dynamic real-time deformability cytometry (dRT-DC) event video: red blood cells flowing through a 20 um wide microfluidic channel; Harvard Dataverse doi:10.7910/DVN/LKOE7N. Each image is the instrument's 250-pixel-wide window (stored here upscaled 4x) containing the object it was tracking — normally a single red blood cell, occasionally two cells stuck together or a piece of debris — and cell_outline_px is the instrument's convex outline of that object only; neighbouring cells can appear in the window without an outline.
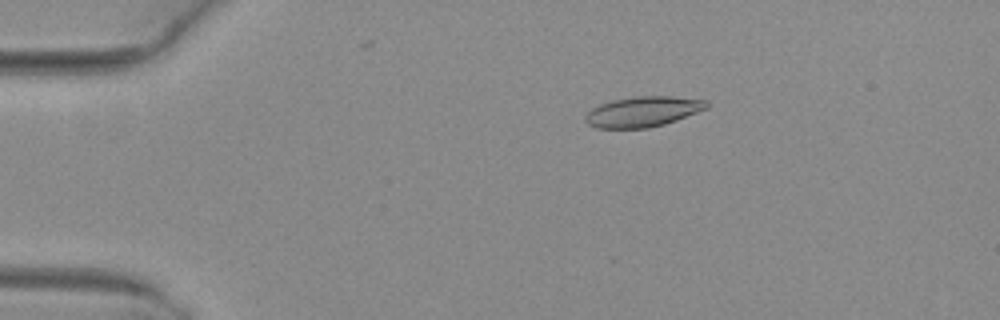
{"species": "common noctule bat (a hibernating species)", "species_latin": "Nyctalus noctula", "temperature_condition": "warm", "stored_images_in_passage": 48, "camera_frame_rate_fps": 3000, "um_per_image_px": 0.085, "animal": {"sex": "female", "body_mass_g": 29.2, "forearm_length_mm": 56.3}, "frame": {"image": 1, "passage_image": 7, "time_ms": 2.0, "image_size_px": [1000, 320], "cell_outline_px": [[708, 108], [676, 120], [664, 124], [648, 128], [596, 128], [588, 124], [584, 120], [584, 116], [592, 108], [600, 104], [612, 100], [636, 96], [672, 96], [708, 100]], "centroid_in_image_um": [54.64, 9.49], "position_along_channel_um": 30.4, "area_um2": 21.5}}
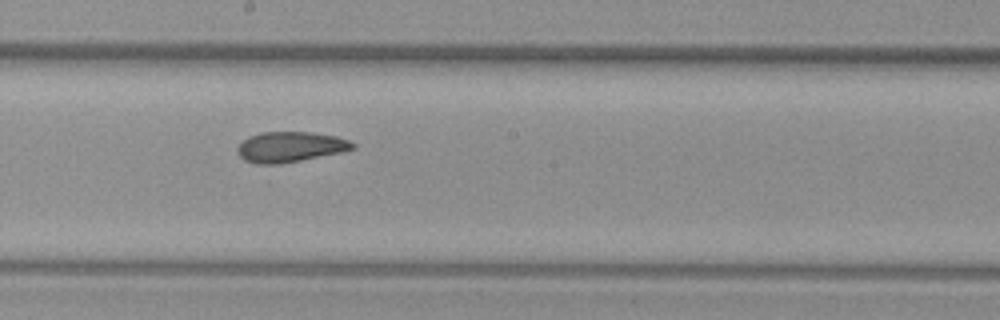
{"frame": {"image": 2, "passage_image": 26, "time_ms": 8.333, "image_size_px": [1000, 320], "cell_outline_px": [[356, 148], [340, 152], [280, 164], [256, 164], [244, 160], [236, 152], [236, 148], [248, 136], [260, 132], [312, 132], [336, 136], [348, 140], [356, 144]], "centroid_in_image_um": [24.64, 12.48], "position_along_channel_um": 223.6, "area_um2": 20.4}}
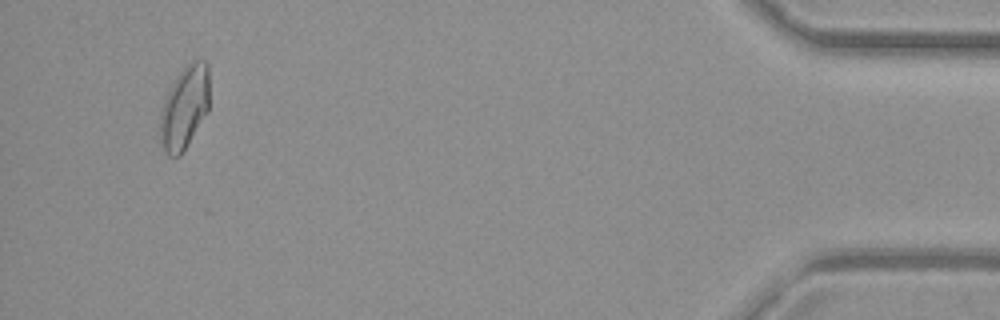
{"frame": {"image": 3, "passage_image": 46, "time_ms": 15.0, "image_size_px": [1000, 320], "cell_outline_px": [[208, 112], [180, 156], [168, 156], [164, 152], [160, 144], [160, 112], [164, 100], [176, 76], [192, 60], [208, 60]], "centroid_in_image_um": [15.67, 9.15], "position_along_channel_um": 419.5, "area_um2": 23.87}, "authors_computed_cell_mechanics": {"area_um2": 21.1837, "velocity_mm_per_s": 4.062, "shape_relaxation_time_tau1_ms": 11.1825, "shape_relaxation_time_tau2_ms": 3.12, "deformation_change_tau1": 0.2274, "deformation_change_tau2": 0.0926}}